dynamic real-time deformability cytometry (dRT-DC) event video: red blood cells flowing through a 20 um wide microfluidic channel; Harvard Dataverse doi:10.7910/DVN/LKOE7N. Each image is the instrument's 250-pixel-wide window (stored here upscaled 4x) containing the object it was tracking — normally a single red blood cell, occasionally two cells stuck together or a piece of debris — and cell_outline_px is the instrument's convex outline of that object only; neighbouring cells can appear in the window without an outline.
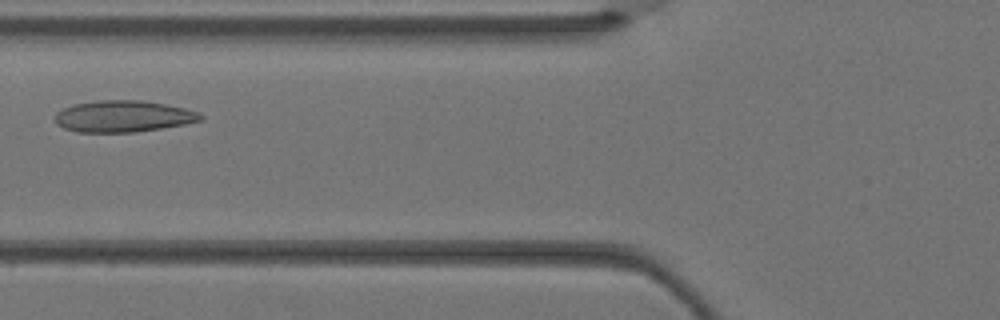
{"species": "Egyptian fruit bat (a non-hibernating species)", "species_latin": "Rousettus aegyptiacus", "temperature_condition": "warm", "stored_images_in_passage": 2, "camera_frame_rate_fps": 3000, "um_per_image_px": 0.085, "animal": {"sex": "female"}, "frame": {"image": 1, "passage_image": 2, "time_ms": 0.333, "image_size_px": [1000, 320], "cell_outline_px": [[204, 120], [184, 124], [136, 132], [76, 132], [64, 128], [56, 124], [56, 112], [72, 104], [100, 100], [144, 100], [184, 108], [196, 112], [204, 116]], "centroid_in_image_um": [10.46, 9.88], "position_along_channel_um": 115.3, "area_um2": 26.7}}